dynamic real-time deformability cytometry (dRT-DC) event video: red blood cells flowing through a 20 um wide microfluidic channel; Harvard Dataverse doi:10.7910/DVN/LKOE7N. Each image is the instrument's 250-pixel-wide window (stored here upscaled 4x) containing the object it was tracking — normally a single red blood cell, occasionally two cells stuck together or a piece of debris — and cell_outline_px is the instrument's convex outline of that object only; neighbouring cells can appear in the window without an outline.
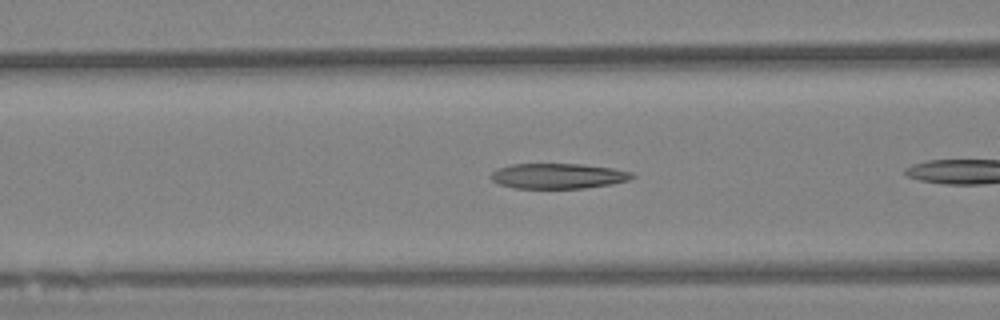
{"species": "Egyptian fruit bat (a non-hibernating species)", "species_latin": "Rousettus aegyptiacus", "temperature_condition": "warm", "stored_images_in_passage": 29, "camera_frame_rate_fps": 3000, "um_per_image_px": 0.085, "animal": {"sex": "female"}, "frame": {"image": 1, "passage_image": 5, "time_ms": 1.333, "image_size_px": [1000, 320], "cell_outline_px": [[636, 176], [628, 180], [612, 184], [584, 188], [512, 188], [500, 184], [492, 180], [488, 176], [496, 168], [512, 164], [580, 164], [612, 168], [632, 172]], "centroid_in_image_um": [47.41, 14.96], "position_along_channel_um": 119.2, "area_um2": 20.87}}
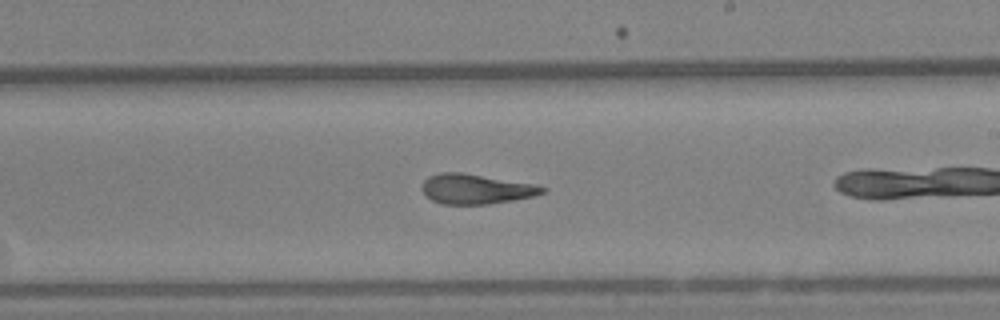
{"frame": {"image": 2, "passage_image": 17, "time_ms": 5.333, "image_size_px": [1000, 320], "cell_outline_px": [[548, 188], [544, 192], [532, 196], [512, 200], [488, 204], [444, 204], [432, 200], [420, 188], [424, 180], [428, 176], [440, 172], [460, 172], [532, 184]], "centroid_in_image_um": [40.4, 16.06], "position_along_channel_um": 248.6, "area_um2": 20.63}}
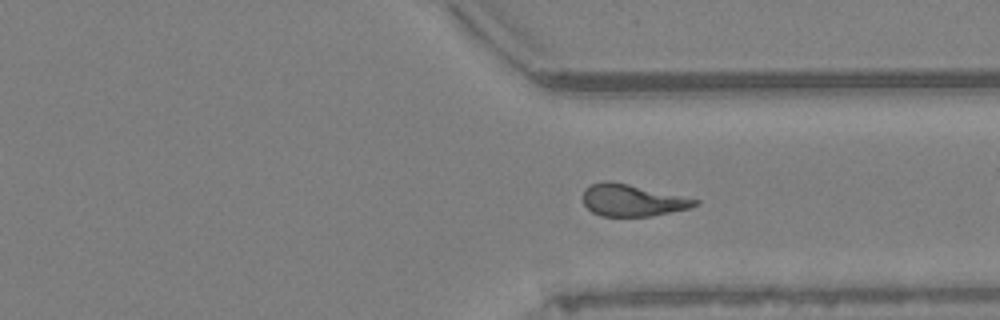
{"frame": {"image": 3, "passage_image": 27, "time_ms": 8.667, "image_size_px": [1000, 320], "cell_outline_px": [[700, 204], [688, 208], [648, 216], [600, 216], [592, 212], [584, 204], [584, 188], [592, 184], [604, 180], [608, 180], [628, 184], [700, 200]], "centroid_in_image_um": [53.71, 17.02], "position_along_channel_um": 357.7, "area_um2": 20.52}}